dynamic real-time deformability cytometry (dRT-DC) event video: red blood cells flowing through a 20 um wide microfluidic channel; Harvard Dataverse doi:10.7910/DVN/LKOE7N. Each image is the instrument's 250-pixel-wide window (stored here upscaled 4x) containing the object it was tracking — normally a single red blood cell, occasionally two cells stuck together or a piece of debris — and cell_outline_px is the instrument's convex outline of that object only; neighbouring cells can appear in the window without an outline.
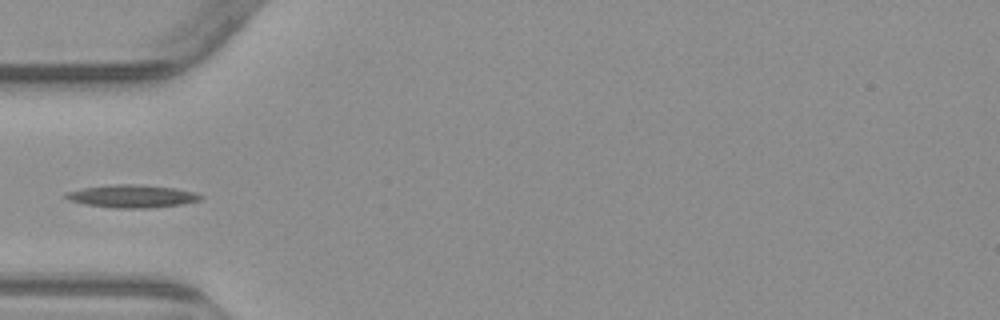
{"species": "common noctule bat (a hibernating species)", "species_latin": "Nyctalus noctula", "temperature_condition": "warm", "stored_images_in_passage": 5, "camera_frame_rate_fps": 3000, "um_per_image_px": 0.085, "animal": {"sex": "male", "body_mass_g": 23.1, "forearm_length_mm": 52.7}, "frame": {"image": 1, "passage_image": 5, "time_ms": 5.0, "image_size_px": [1000, 320], "cell_outline_px": [[204, 196], [200, 200], [180, 204], [148, 208], [116, 208], [88, 204], [68, 200], [64, 196], [68, 192], [80, 188], [116, 184], [140, 184], [176, 188], [196, 192]], "centroid_in_image_um": [11.25, 16.66], "position_along_channel_um": 73.7, "area_um2": 17.8}}